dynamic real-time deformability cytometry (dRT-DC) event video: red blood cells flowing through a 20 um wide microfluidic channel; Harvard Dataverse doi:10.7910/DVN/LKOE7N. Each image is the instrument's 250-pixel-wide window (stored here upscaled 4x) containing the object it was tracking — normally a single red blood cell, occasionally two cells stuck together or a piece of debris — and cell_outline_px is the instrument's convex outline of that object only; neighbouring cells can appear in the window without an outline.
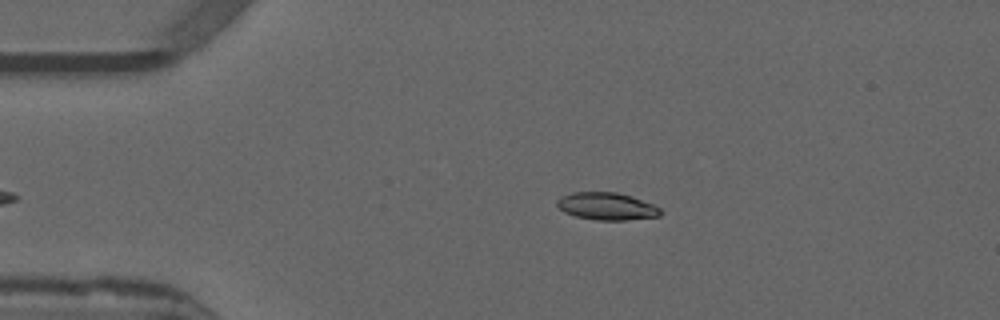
{"species": "common noctule bat (a hibernating species)", "species_latin": "Nyctalus noctula", "temperature_condition": "warm", "stored_images_in_passage": 44, "camera_frame_rate_fps": 3000, "um_per_image_px": 0.085, "animal": {"sex": "male", "forearm_length_mm": 52.5}, "frame": {"image": 1, "passage_image": 8, "time_ms": 2.333, "image_size_px": [1000, 320], "cell_outline_px": [[660, 216], [624, 220], [596, 220], [576, 216], [564, 212], [556, 204], [556, 200], [572, 192], [616, 192], [632, 196], [652, 204], [660, 208]], "centroid_in_image_um": [51.56, 17.53], "position_along_channel_um": 33.4, "area_um2": 16.36}}
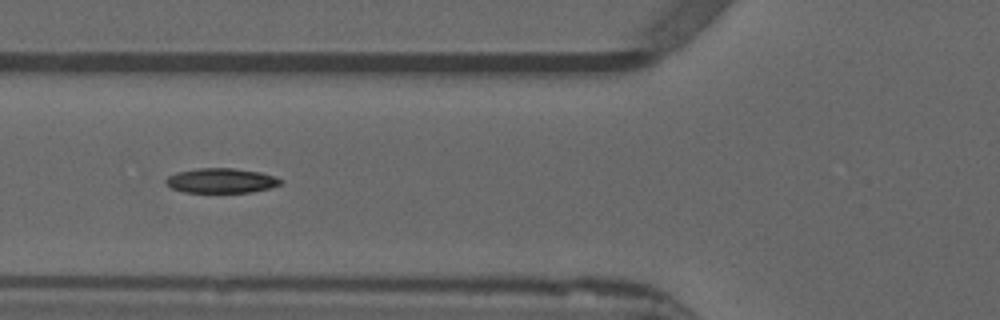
{"frame": {"image": 2, "passage_image": 17, "time_ms": 5.333, "image_size_px": [1000, 320], "cell_outline_px": [[284, 180], [280, 184], [268, 188], [252, 192], [184, 192], [172, 188], [164, 180], [168, 176], [176, 172], [196, 168], [232, 168], [260, 172], [276, 176]], "centroid_in_image_um": [18.81, 15.34], "position_along_channel_um": 107.0, "area_um2": 16.53}}
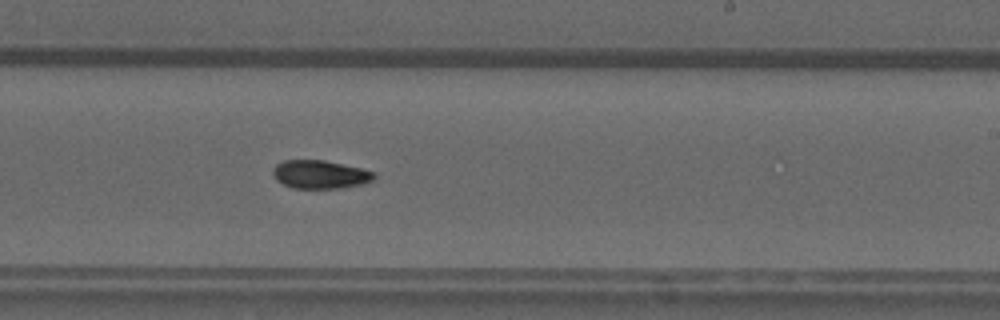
{"frame": {"image": 3, "passage_image": 29, "time_ms": 9.333, "image_size_px": [1000, 320], "cell_outline_px": [[376, 176], [372, 180], [360, 184], [340, 188], [292, 188], [276, 180], [272, 172], [272, 168], [276, 164], [284, 160], [324, 160], [360, 168], [376, 172]], "centroid_in_image_um": [27.18, 14.82], "position_along_channel_um": 261.8, "area_um2": 16.65}, "authors_computed_cell_mechanics": {"area_um2": 16.3863, "velocity_mm_per_s": 3.8805, "shape_relaxation_time_tau1_ms": 5.434, "shape_relaxation_time_tau2_ms": 8.9392, "deformation_change_tau1": 0.1483, "deformation_change_tau2": 0.1297}}